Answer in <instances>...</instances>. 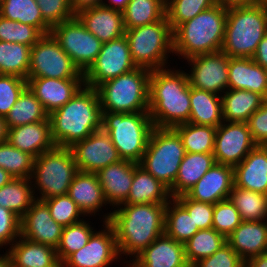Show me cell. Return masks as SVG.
<instances>
[{"label": "cell", "instance_id": "1", "mask_svg": "<svg viewBox=\"0 0 267 267\" xmlns=\"http://www.w3.org/2000/svg\"><path fill=\"white\" fill-rule=\"evenodd\" d=\"M120 206V207H119ZM103 216L114 229L118 253L133 257L129 265L155 239L165 234L167 204H121Z\"/></svg>", "mask_w": 267, "mask_h": 267}, {"label": "cell", "instance_id": "2", "mask_svg": "<svg viewBox=\"0 0 267 267\" xmlns=\"http://www.w3.org/2000/svg\"><path fill=\"white\" fill-rule=\"evenodd\" d=\"M190 84L187 72L177 69L151 70L149 115L154 127L173 128L189 122Z\"/></svg>", "mask_w": 267, "mask_h": 267}, {"label": "cell", "instance_id": "3", "mask_svg": "<svg viewBox=\"0 0 267 267\" xmlns=\"http://www.w3.org/2000/svg\"><path fill=\"white\" fill-rule=\"evenodd\" d=\"M52 140L58 147H72L101 129L102 112L95 88L84 85L64 106L49 115Z\"/></svg>", "mask_w": 267, "mask_h": 267}, {"label": "cell", "instance_id": "4", "mask_svg": "<svg viewBox=\"0 0 267 267\" xmlns=\"http://www.w3.org/2000/svg\"><path fill=\"white\" fill-rule=\"evenodd\" d=\"M227 8L214 5L173 31V54L185 60L222 49Z\"/></svg>", "mask_w": 267, "mask_h": 267}, {"label": "cell", "instance_id": "5", "mask_svg": "<svg viewBox=\"0 0 267 267\" xmlns=\"http://www.w3.org/2000/svg\"><path fill=\"white\" fill-rule=\"evenodd\" d=\"M266 34L267 5L229 7L221 51L229 57L252 58Z\"/></svg>", "mask_w": 267, "mask_h": 267}, {"label": "cell", "instance_id": "6", "mask_svg": "<svg viewBox=\"0 0 267 267\" xmlns=\"http://www.w3.org/2000/svg\"><path fill=\"white\" fill-rule=\"evenodd\" d=\"M151 70L137 67L100 84L96 90L101 112H149V79Z\"/></svg>", "mask_w": 267, "mask_h": 267}, {"label": "cell", "instance_id": "7", "mask_svg": "<svg viewBox=\"0 0 267 267\" xmlns=\"http://www.w3.org/2000/svg\"><path fill=\"white\" fill-rule=\"evenodd\" d=\"M101 128L109 134L122 160L139 164L154 125L149 112H102Z\"/></svg>", "mask_w": 267, "mask_h": 267}, {"label": "cell", "instance_id": "8", "mask_svg": "<svg viewBox=\"0 0 267 267\" xmlns=\"http://www.w3.org/2000/svg\"><path fill=\"white\" fill-rule=\"evenodd\" d=\"M131 57L137 67L149 70L162 69L168 64V54L173 52V31L167 20L126 29Z\"/></svg>", "mask_w": 267, "mask_h": 267}, {"label": "cell", "instance_id": "9", "mask_svg": "<svg viewBox=\"0 0 267 267\" xmlns=\"http://www.w3.org/2000/svg\"><path fill=\"white\" fill-rule=\"evenodd\" d=\"M78 171L70 148L55 146L34 158L33 173L30 179L33 183L34 193L39 191L40 194L36 199L42 201L67 194Z\"/></svg>", "mask_w": 267, "mask_h": 267}, {"label": "cell", "instance_id": "10", "mask_svg": "<svg viewBox=\"0 0 267 267\" xmlns=\"http://www.w3.org/2000/svg\"><path fill=\"white\" fill-rule=\"evenodd\" d=\"M185 153L181 137L173 128L154 127L139 165L170 190Z\"/></svg>", "mask_w": 267, "mask_h": 267}, {"label": "cell", "instance_id": "11", "mask_svg": "<svg viewBox=\"0 0 267 267\" xmlns=\"http://www.w3.org/2000/svg\"><path fill=\"white\" fill-rule=\"evenodd\" d=\"M28 77L84 79L68 54L51 34L43 35L31 47Z\"/></svg>", "mask_w": 267, "mask_h": 267}, {"label": "cell", "instance_id": "12", "mask_svg": "<svg viewBox=\"0 0 267 267\" xmlns=\"http://www.w3.org/2000/svg\"><path fill=\"white\" fill-rule=\"evenodd\" d=\"M50 34L81 73H85L94 63L103 44L77 17L54 25Z\"/></svg>", "mask_w": 267, "mask_h": 267}, {"label": "cell", "instance_id": "13", "mask_svg": "<svg viewBox=\"0 0 267 267\" xmlns=\"http://www.w3.org/2000/svg\"><path fill=\"white\" fill-rule=\"evenodd\" d=\"M137 68L131 57L126 36L103 43L94 63L84 73V83L91 88Z\"/></svg>", "mask_w": 267, "mask_h": 267}, {"label": "cell", "instance_id": "14", "mask_svg": "<svg viewBox=\"0 0 267 267\" xmlns=\"http://www.w3.org/2000/svg\"><path fill=\"white\" fill-rule=\"evenodd\" d=\"M256 146L247 123L223 121L216 130L213 155L216 163L235 167Z\"/></svg>", "mask_w": 267, "mask_h": 267}, {"label": "cell", "instance_id": "15", "mask_svg": "<svg viewBox=\"0 0 267 267\" xmlns=\"http://www.w3.org/2000/svg\"><path fill=\"white\" fill-rule=\"evenodd\" d=\"M187 62L192 67L187 73L191 87L220 96L228 89L229 56L226 53L219 51L197 55L187 59Z\"/></svg>", "mask_w": 267, "mask_h": 267}, {"label": "cell", "instance_id": "16", "mask_svg": "<svg viewBox=\"0 0 267 267\" xmlns=\"http://www.w3.org/2000/svg\"><path fill=\"white\" fill-rule=\"evenodd\" d=\"M103 224L104 230L94 232L87 244L72 253L61 267H108L121 258L113 227L108 222Z\"/></svg>", "mask_w": 267, "mask_h": 267}, {"label": "cell", "instance_id": "17", "mask_svg": "<svg viewBox=\"0 0 267 267\" xmlns=\"http://www.w3.org/2000/svg\"><path fill=\"white\" fill-rule=\"evenodd\" d=\"M70 149L79 171L97 173L99 170L122 160L111 138L102 128L93 132Z\"/></svg>", "mask_w": 267, "mask_h": 267}, {"label": "cell", "instance_id": "18", "mask_svg": "<svg viewBox=\"0 0 267 267\" xmlns=\"http://www.w3.org/2000/svg\"><path fill=\"white\" fill-rule=\"evenodd\" d=\"M63 227L50 214L47 205L36 200L21 218L20 236L30 241L58 247Z\"/></svg>", "mask_w": 267, "mask_h": 267}, {"label": "cell", "instance_id": "19", "mask_svg": "<svg viewBox=\"0 0 267 267\" xmlns=\"http://www.w3.org/2000/svg\"><path fill=\"white\" fill-rule=\"evenodd\" d=\"M84 85V79L27 77V87L49 115L64 106Z\"/></svg>", "mask_w": 267, "mask_h": 267}, {"label": "cell", "instance_id": "20", "mask_svg": "<svg viewBox=\"0 0 267 267\" xmlns=\"http://www.w3.org/2000/svg\"><path fill=\"white\" fill-rule=\"evenodd\" d=\"M234 186V167L215 163L185 194L195 201L216 204L229 198Z\"/></svg>", "mask_w": 267, "mask_h": 267}, {"label": "cell", "instance_id": "21", "mask_svg": "<svg viewBox=\"0 0 267 267\" xmlns=\"http://www.w3.org/2000/svg\"><path fill=\"white\" fill-rule=\"evenodd\" d=\"M126 267H191L184 244L166 234L155 239Z\"/></svg>", "mask_w": 267, "mask_h": 267}, {"label": "cell", "instance_id": "22", "mask_svg": "<svg viewBox=\"0 0 267 267\" xmlns=\"http://www.w3.org/2000/svg\"><path fill=\"white\" fill-rule=\"evenodd\" d=\"M138 165V163L129 160H120L96 173L104 197L108 205H112L113 209L127 200L131 190L134 169Z\"/></svg>", "mask_w": 267, "mask_h": 267}, {"label": "cell", "instance_id": "23", "mask_svg": "<svg viewBox=\"0 0 267 267\" xmlns=\"http://www.w3.org/2000/svg\"><path fill=\"white\" fill-rule=\"evenodd\" d=\"M7 141L34 158L56 146L52 140L49 118L40 122L8 128Z\"/></svg>", "mask_w": 267, "mask_h": 267}, {"label": "cell", "instance_id": "24", "mask_svg": "<svg viewBox=\"0 0 267 267\" xmlns=\"http://www.w3.org/2000/svg\"><path fill=\"white\" fill-rule=\"evenodd\" d=\"M76 17L102 43L125 35L123 12L104 6L80 11Z\"/></svg>", "mask_w": 267, "mask_h": 267}, {"label": "cell", "instance_id": "25", "mask_svg": "<svg viewBox=\"0 0 267 267\" xmlns=\"http://www.w3.org/2000/svg\"><path fill=\"white\" fill-rule=\"evenodd\" d=\"M234 185L267 195V149L257 145L234 167Z\"/></svg>", "mask_w": 267, "mask_h": 267}, {"label": "cell", "instance_id": "26", "mask_svg": "<svg viewBox=\"0 0 267 267\" xmlns=\"http://www.w3.org/2000/svg\"><path fill=\"white\" fill-rule=\"evenodd\" d=\"M227 243L244 262L267 252V220L242 221Z\"/></svg>", "mask_w": 267, "mask_h": 267}, {"label": "cell", "instance_id": "27", "mask_svg": "<svg viewBox=\"0 0 267 267\" xmlns=\"http://www.w3.org/2000/svg\"><path fill=\"white\" fill-rule=\"evenodd\" d=\"M228 89L248 90L267 98L266 69L252 58L229 57Z\"/></svg>", "mask_w": 267, "mask_h": 267}, {"label": "cell", "instance_id": "28", "mask_svg": "<svg viewBox=\"0 0 267 267\" xmlns=\"http://www.w3.org/2000/svg\"><path fill=\"white\" fill-rule=\"evenodd\" d=\"M67 195L87 217L97 215L108 204L96 173L78 171L69 186ZM100 209V210H99Z\"/></svg>", "mask_w": 267, "mask_h": 267}, {"label": "cell", "instance_id": "29", "mask_svg": "<svg viewBox=\"0 0 267 267\" xmlns=\"http://www.w3.org/2000/svg\"><path fill=\"white\" fill-rule=\"evenodd\" d=\"M7 250L12 267H61L54 247L21 236Z\"/></svg>", "mask_w": 267, "mask_h": 267}, {"label": "cell", "instance_id": "30", "mask_svg": "<svg viewBox=\"0 0 267 267\" xmlns=\"http://www.w3.org/2000/svg\"><path fill=\"white\" fill-rule=\"evenodd\" d=\"M171 199L169 189L138 165L134 169L130 193L123 204H167Z\"/></svg>", "mask_w": 267, "mask_h": 267}, {"label": "cell", "instance_id": "31", "mask_svg": "<svg viewBox=\"0 0 267 267\" xmlns=\"http://www.w3.org/2000/svg\"><path fill=\"white\" fill-rule=\"evenodd\" d=\"M216 163L213 153L186 152L169 193L172 198L185 194Z\"/></svg>", "mask_w": 267, "mask_h": 267}, {"label": "cell", "instance_id": "32", "mask_svg": "<svg viewBox=\"0 0 267 267\" xmlns=\"http://www.w3.org/2000/svg\"><path fill=\"white\" fill-rule=\"evenodd\" d=\"M189 123L217 128L223 122L221 96L190 86Z\"/></svg>", "mask_w": 267, "mask_h": 267}, {"label": "cell", "instance_id": "33", "mask_svg": "<svg viewBox=\"0 0 267 267\" xmlns=\"http://www.w3.org/2000/svg\"><path fill=\"white\" fill-rule=\"evenodd\" d=\"M221 99L223 121L247 123L249 117L262 106L265 98L248 90L227 89Z\"/></svg>", "mask_w": 267, "mask_h": 267}, {"label": "cell", "instance_id": "34", "mask_svg": "<svg viewBox=\"0 0 267 267\" xmlns=\"http://www.w3.org/2000/svg\"><path fill=\"white\" fill-rule=\"evenodd\" d=\"M31 179L13 178L0 188V206L22 218L37 200Z\"/></svg>", "mask_w": 267, "mask_h": 267}, {"label": "cell", "instance_id": "35", "mask_svg": "<svg viewBox=\"0 0 267 267\" xmlns=\"http://www.w3.org/2000/svg\"><path fill=\"white\" fill-rule=\"evenodd\" d=\"M0 15L36 27L43 35L50 34L51 26L43 19L36 0H2Z\"/></svg>", "mask_w": 267, "mask_h": 267}, {"label": "cell", "instance_id": "36", "mask_svg": "<svg viewBox=\"0 0 267 267\" xmlns=\"http://www.w3.org/2000/svg\"><path fill=\"white\" fill-rule=\"evenodd\" d=\"M49 114L42 103L26 87L5 116L8 128L47 120Z\"/></svg>", "mask_w": 267, "mask_h": 267}, {"label": "cell", "instance_id": "37", "mask_svg": "<svg viewBox=\"0 0 267 267\" xmlns=\"http://www.w3.org/2000/svg\"><path fill=\"white\" fill-rule=\"evenodd\" d=\"M166 16V0H130L123 11L125 29L160 21Z\"/></svg>", "mask_w": 267, "mask_h": 267}, {"label": "cell", "instance_id": "38", "mask_svg": "<svg viewBox=\"0 0 267 267\" xmlns=\"http://www.w3.org/2000/svg\"><path fill=\"white\" fill-rule=\"evenodd\" d=\"M171 200L165 209V234L184 244L199 229L188 211L175 198Z\"/></svg>", "mask_w": 267, "mask_h": 267}, {"label": "cell", "instance_id": "39", "mask_svg": "<svg viewBox=\"0 0 267 267\" xmlns=\"http://www.w3.org/2000/svg\"><path fill=\"white\" fill-rule=\"evenodd\" d=\"M31 47L17 42L0 41V74L27 80Z\"/></svg>", "mask_w": 267, "mask_h": 267}, {"label": "cell", "instance_id": "40", "mask_svg": "<svg viewBox=\"0 0 267 267\" xmlns=\"http://www.w3.org/2000/svg\"><path fill=\"white\" fill-rule=\"evenodd\" d=\"M230 201L236 206L242 221L267 220V195L233 186Z\"/></svg>", "mask_w": 267, "mask_h": 267}, {"label": "cell", "instance_id": "41", "mask_svg": "<svg viewBox=\"0 0 267 267\" xmlns=\"http://www.w3.org/2000/svg\"><path fill=\"white\" fill-rule=\"evenodd\" d=\"M179 134L188 153H213L217 128L192 123H182L173 127Z\"/></svg>", "mask_w": 267, "mask_h": 267}, {"label": "cell", "instance_id": "42", "mask_svg": "<svg viewBox=\"0 0 267 267\" xmlns=\"http://www.w3.org/2000/svg\"><path fill=\"white\" fill-rule=\"evenodd\" d=\"M227 243V238L213 228L198 230L184 243L185 256L192 267L199 260L209 257Z\"/></svg>", "mask_w": 267, "mask_h": 267}, {"label": "cell", "instance_id": "43", "mask_svg": "<svg viewBox=\"0 0 267 267\" xmlns=\"http://www.w3.org/2000/svg\"><path fill=\"white\" fill-rule=\"evenodd\" d=\"M90 223L84 219L63 227L61 240L56 248L58 261L62 264L72 253L84 247L95 232Z\"/></svg>", "mask_w": 267, "mask_h": 267}, {"label": "cell", "instance_id": "44", "mask_svg": "<svg viewBox=\"0 0 267 267\" xmlns=\"http://www.w3.org/2000/svg\"><path fill=\"white\" fill-rule=\"evenodd\" d=\"M34 157L12 146L8 141L0 143V168L13 178L30 179L33 173Z\"/></svg>", "mask_w": 267, "mask_h": 267}, {"label": "cell", "instance_id": "45", "mask_svg": "<svg viewBox=\"0 0 267 267\" xmlns=\"http://www.w3.org/2000/svg\"><path fill=\"white\" fill-rule=\"evenodd\" d=\"M214 5L215 0H166V17L174 31L180 24Z\"/></svg>", "mask_w": 267, "mask_h": 267}, {"label": "cell", "instance_id": "46", "mask_svg": "<svg viewBox=\"0 0 267 267\" xmlns=\"http://www.w3.org/2000/svg\"><path fill=\"white\" fill-rule=\"evenodd\" d=\"M42 36L36 27L8 20L0 15V41L17 42L32 47Z\"/></svg>", "mask_w": 267, "mask_h": 267}, {"label": "cell", "instance_id": "47", "mask_svg": "<svg viewBox=\"0 0 267 267\" xmlns=\"http://www.w3.org/2000/svg\"><path fill=\"white\" fill-rule=\"evenodd\" d=\"M42 201L47 205L51 217L62 227H67L84 219L80 218L85 216L83 212L67 194Z\"/></svg>", "mask_w": 267, "mask_h": 267}, {"label": "cell", "instance_id": "48", "mask_svg": "<svg viewBox=\"0 0 267 267\" xmlns=\"http://www.w3.org/2000/svg\"><path fill=\"white\" fill-rule=\"evenodd\" d=\"M241 222V216L229 198L214 204L212 228L218 233L227 238Z\"/></svg>", "mask_w": 267, "mask_h": 267}, {"label": "cell", "instance_id": "49", "mask_svg": "<svg viewBox=\"0 0 267 267\" xmlns=\"http://www.w3.org/2000/svg\"><path fill=\"white\" fill-rule=\"evenodd\" d=\"M27 87V80L15 75L0 74V116L5 117Z\"/></svg>", "mask_w": 267, "mask_h": 267}, {"label": "cell", "instance_id": "50", "mask_svg": "<svg viewBox=\"0 0 267 267\" xmlns=\"http://www.w3.org/2000/svg\"><path fill=\"white\" fill-rule=\"evenodd\" d=\"M175 199L188 211L199 230L212 228L214 204L195 201L186 194Z\"/></svg>", "mask_w": 267, "mask_h": 267}, {"label": "cell", "instance_id": "51", "mask_svg": "<svg viewBox=\"0 0 267 267\" xmlns=\"http://www.w3.org/2000/svg\"><path fill=\"white\" fill-rule=\"evenodd\" d=\"M43 19L51 26L76 17L70 6V0H36Z\"/></svg>", "mask_w": 267, "mask_h": 267}, {"label": "cell", "instance_id": "52", "mask_svg": "<svg viewBox=\"0 0 267 267\" xmlns=\"http://www.w3.org/2000/svg\"><path fill=\"white\" fill-rule=\"evenodd\" d=\"M192 267H245V262L226 243L214 254L199 260Z\"/></svg>", "mask_w": 267, "mask_h": 267}, {"label": "cell", "instance_id": "53", "mask_svg": "<svg viewBox=\"0 0 267 267\" xmlns=\"http://www.w3.org/2000/svg\"><path fill=\"white\" fill-rule=\"evenodd\" d=\"M21 218L0 206V248L11 246L20 237Z\"/></svg>", "mask_w": 267, "mask_h": 267}, {"label": "cell", "instance_id": "54", "mask_svg": "<svg viewBox=\"0 0 267 267\" xmlns=\"http://www.w3.org/2000/svg\"><path fill=\"white\" fill-rule=\"evenodd\" d=\"M252 138L257 145L267 143V98L262 106L256 110L247 121Z\"/></svg>", "mask_w": 267, "mask_h": 267}, {"label": "cell", "instance_id": "55", "mask_svg": "<svg viewBox=\"0 0 267 267\" xmlns=\"http://www.w3.org/2000/svg\"><path fill=\"white\" fill-rule=\"evenodd\" d=\"M104 0H70V6L75 15H77L80 11L102 6Z\"/></svg>", "mask_w": 267, "mask_h": 267}, {"label": "cell", "instance_id": "56", "mask_svg": "<svg viewBox=\"0 0 267 267\" xmlns=\"http://www.w3.org/2000/svg\"><path fill=\"white\" fill-rule=\"evenodd\" d=\"M252 59L260 66L267 67V34L258 44L257 50Z\"/></svg>", "mask_w": 267, "mask_h": 267}, {"label": "cell", "instance_id": "57", "mask_svg": "<svg viewBox=\"0 0 267 267\" xmlns=\"http://www.w3.org/2000/svg\"><path fill=\"white\" fill-rule=\"evenodd\" d=\"M245 267H267V252L248 259Z\"/></svg>", "mask_w": 267, "mask_h": 267}, {"label": "cell", "instance_id": "58", "mask_svg": "<svg viewBox=\"0 0 267 267\" xmlns=\"http://www.w3.org/2000/svg\"><path fill=\"white\" fill-rule=\"evenodd\" d=\"M217 5L225 8L252 4V0H215Z\"/></svg>", "mask_w": 267, "mask_h": 267}, {"label": "cell", "instance_id": "59", "mask_svg": "<svg viewBox=\"0 0 267 267\" xmlns=\"http://www.w3.org/2000/svg\"><path fill=\"white\" fill-rule=\"evenodd\" d=\"M129 1L130 0H108L106 1L108 2L107 4L104 0L102 6L123 12Z\"/></svg>", "mask_w": 267, "mask_h": 267}, {"label": "cell", "instance_id": "60", "mask_svg": "<svg viewBox=\"0 0 267 267\" xmlns=\"http://www.w3.org/2000/svg\"><path fill=\"white\" fill-rule=\"evenodd\" d=\"M8 126L5 117L0 116V143L7 141Z\"/></svg>", "mask_w": 267, "mask_h": 267}, {"label": "cell", "instance_id": "61", "mask_svg": "<svg viewBox=\"0 0 267 267\" xmlns=\"http://www.w3.org/2000/svg\"><path fill=\"white\" fill-rule=\"evenodd\" d=\"M13 177L3 168H0V188L11 181Z\"/></svg>", "mask_w": 267, "mask_h": 267}, {"label": "cell", "instance_id": "62", "mask_svg": "<svg viewBox=\"0 0 267 267\" xmlns=\"http://www.w3.org/2000/svg\"><path fill=\"white\" fill-rule=\"evenodd\" d=\"M0 267H12V262L7 251L5 254H0Z\"/></svg>", "mask_w": 267, "mask_h": 267}, {"label": "cell", "instance_id": "63", "mask_svg": "<svg viewBox=\"0 0 267 267\" xmlns=\"http://www.w3.org/2000/svg\"><path fill=\"white\" fill-rule=\"evenodd\" d=\"M253 3L267 5V0H252V4Z\"/></svg>", "mask_w": 267, "mask_h": 267}]
</instances>
